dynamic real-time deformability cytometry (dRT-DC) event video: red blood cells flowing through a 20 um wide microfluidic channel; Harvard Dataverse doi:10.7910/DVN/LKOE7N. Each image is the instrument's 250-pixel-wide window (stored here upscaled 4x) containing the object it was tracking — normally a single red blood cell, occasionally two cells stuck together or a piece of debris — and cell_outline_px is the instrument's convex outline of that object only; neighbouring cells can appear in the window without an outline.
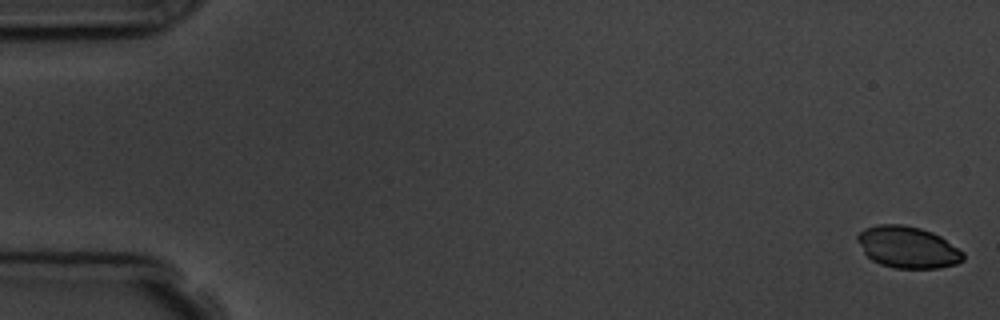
{"species": "common noctule bat (a hibernating species)", "species_latin": "Nyctalus noctula", "temperature_condition": "room temperature", "stored_images_in_passage": 11, "camera_frame_rate_fps": 3000, "um_per_image_px": 0.085, "animal": {"sex": "male", "body_mass_g": 19.5, "forearm_length_mm": 54.6}, "frame": {"image": 1, "passage_image": 1, "time_ms": 0.0, "image_size_px": [1000, 320], "cell_outline_px": [[964, 260], [956, 264], [940, 268], [896, 268], [880, 264], [872, 260], [864, 252], [856, 240], [856, 236], [864, 228], [880, 224], [904, 224], [920, 228], [932, 232], [940, 236], [964, 252]], "centroid_in_image_um": [77.15, 21.01], "position_along_channel_um": 7.8, "area_um2": 25.72}}